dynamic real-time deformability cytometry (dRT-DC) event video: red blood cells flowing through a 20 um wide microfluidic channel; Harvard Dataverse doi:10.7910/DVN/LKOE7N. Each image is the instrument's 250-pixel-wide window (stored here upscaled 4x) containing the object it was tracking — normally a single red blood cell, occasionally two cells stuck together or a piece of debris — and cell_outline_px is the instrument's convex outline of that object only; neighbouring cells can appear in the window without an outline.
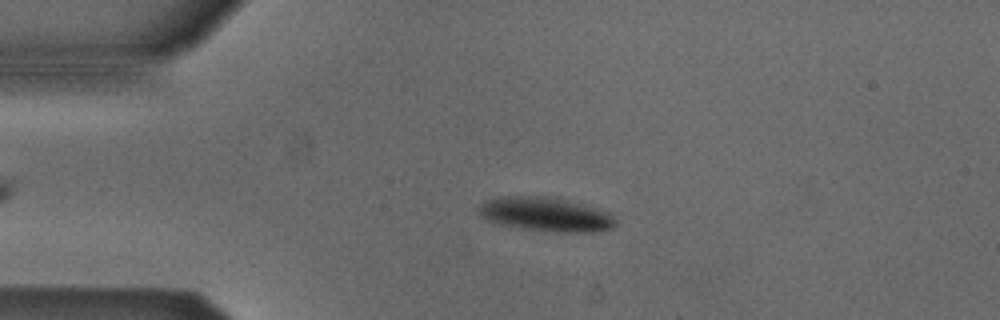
{"species": "Egyptian fruit bat (a non-hibernating species)", "species_latin": "Rousettus aegyptiacus", "temperature_condition": "cold", "stored_images_in_passage": 46, "camera_frame_rate_fps": 3000, "um_per_image_px": 0.085, "animal": {"sex": "male"}, "frame": {"image": 1, "passage_image": 5, "time_ms": 1.333, "image_size_px": [1000, 320], "cell_outline_px": [[616, 224], [612, 228], [592, 232], [556, 232], [524, 228], [504, 224], [488, 220], [480, 216], [480, 208], [488, 200], [500, 196], [556, 196], [608, 212]], "centroid_in_image_um": [46.42, 18.2], "position_along_channel_um": 38.6, "area_um2": 26.7}}
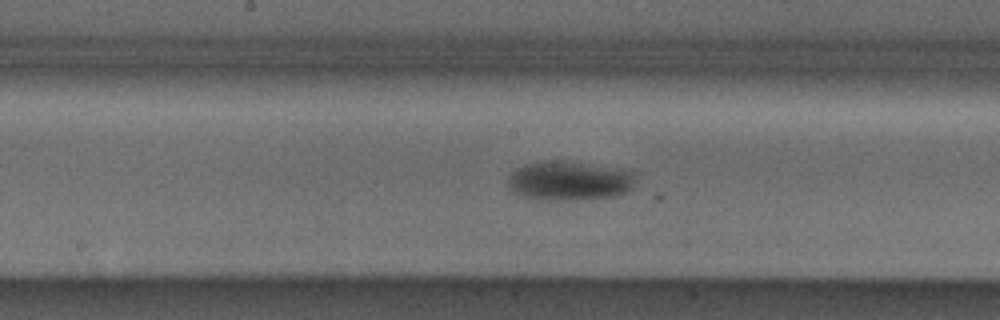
{"frame": {"image": 2, "passage_image": 20, "time_ms": 6.333, "image_size_px": [1000, 320], "cell_outline_px": [[636, 172], [632, 188], [628, 192], [616, 196], [576, 200], [544, 200], [520, 196], [508, 188], [508, 176], [516, 168], [524, 164], [560, 160]], "centroid_in_image_um": [48.36, 15.39], "position_along_channel_um": 199.8, "area_um2": 29.13}}
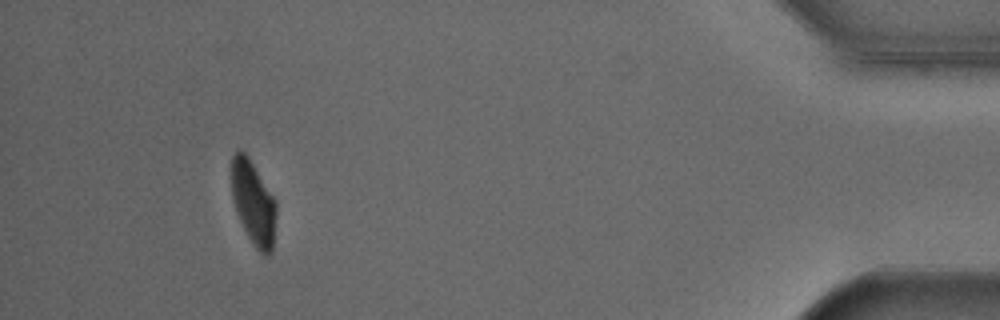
{"frame": {"image": 3, "passage_image": 42, "time_ms": 13.667, "image_size_px": [1000, 320], "cell_outline_px": [[276, 216], [272, 252], [268, 256], [264, 256], [256, 248], [248, 236], [236, 212], [232, 196], [228, 168], [232, 156], [236, 148], [240, 148], [248, 156], [276, 200]], "centroid_in_image_um": [21.49, 17.16], "position_along_channel_um": 413.7, "area_um2": 22.48}, "authors_computed_cell_mechanics": {"area_um2": 26.7036, "velocity_mm_per_s": 3.8403, "shape_relaxation_time_tau1_ms": 2.1077, "shape_relaxation_time_tau2_ms": null, "deformation_change_tau1": 0.1137, "deformation_change_tau2": null}}